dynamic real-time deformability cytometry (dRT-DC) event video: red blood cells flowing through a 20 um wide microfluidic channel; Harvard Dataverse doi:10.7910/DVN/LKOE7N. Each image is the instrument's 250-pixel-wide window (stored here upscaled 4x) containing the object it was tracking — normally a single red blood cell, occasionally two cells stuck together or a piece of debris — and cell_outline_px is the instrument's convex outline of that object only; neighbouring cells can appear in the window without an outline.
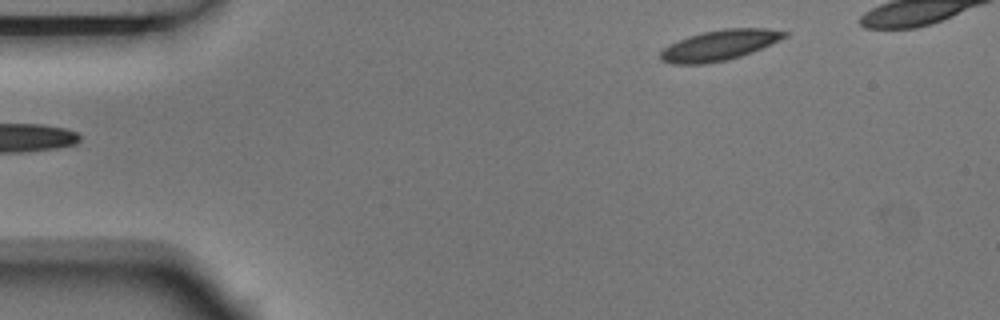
{"species": "Egyptian fruit bat (a non-hibernating species)", "species_latin": "Rousettus aegyptiacus", "temperature_condition": "room temperature", "stored_images_in_passage": 6, "segment_of_instrument_passage": [2, 2], "camera_frame_rate_fps": 3000, "um_per_image_px": 0.085, "animal": {"sex": "male"}, "frame": {"image": 1, "passage_image": 6, "time_ms": 1.667, "image_size_px": [1000, 320], "cell_outline_px": [[788, 36], [752, 52], [728, 60], [704, 64], [672, 64], [660, 60], [660, 52], [664, 48], [688, 36], [704, 32], [724, 28], [768, 28], [788, 32]], "centroid_in_image_um": [61.16, 3.85], "position_along_channel_um": 23.8, "area_um2": 21.85}}